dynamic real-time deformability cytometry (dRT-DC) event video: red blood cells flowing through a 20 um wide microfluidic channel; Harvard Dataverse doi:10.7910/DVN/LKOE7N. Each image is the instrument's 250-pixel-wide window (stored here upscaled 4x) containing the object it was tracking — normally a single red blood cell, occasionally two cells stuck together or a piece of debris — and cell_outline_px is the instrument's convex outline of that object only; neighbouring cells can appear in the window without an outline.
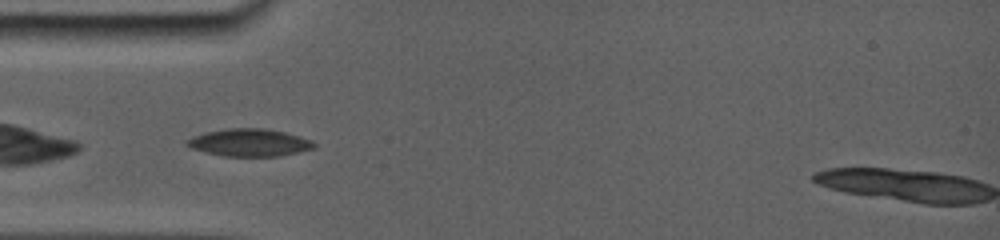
{"species": "common noctule bat (a hibernating species)", "species_latin": "Nyctalus noctula", "temperature_condition": "room temperature", "stored_images_in_passage": 2, "camera_frame_rate_fps": 5000, "um_per_image_px": 0.085, "animal": {"sex": "female", "body_mass_g": 19.0, "forearm_length_mm": 56.7}, "frame": {"image": 1, "passage_image": 1, "time_ms": 0.0, "image_size_px": [1000, 240], "cell_outline_px": [[316, 144], [312, 148], [280, 156], [224, 156], [192, 148], [188, 144], [188, 140], [196, 136], [208, 132], [232, 128], [256, 128], [280, 132], [296, 136], [308, 140]], "centroid_in_image_um": [21.19, 12.13], "position_along_channel_um": 63.8, "area_um2": 19.31}}